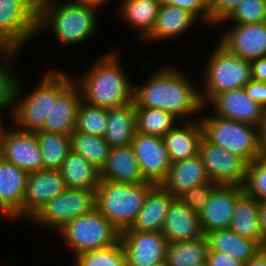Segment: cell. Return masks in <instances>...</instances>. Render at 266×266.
Listing matches in <instances>:
<instances>
[{
  "label": "cell",
  "instance_id": "1",
  "mask_svg": "<svg viewBox=\"0 0 266 266\" xmlns=\"http://www.w3.org/2000/svg\"><path fill=\"white\" fill-rule=\"evenodd\" d=\"M150 75L144 85L134 86L135 107L161 109L172 113L180 121L205 108L199 89L180 70L167 66Z\"/></svg>",
  "mask_w": 266,
  "mask_h": 266
},
{
  "label": "cell",
  "instance_id": "2",
  "mask_svg": "<svg viewBox=\"0 0 266 266\" xmlns=\"http://www.w3.org/2000/svg\"><path fill=\"white\" fill-rule=\"evenodd\" d=\"M115 53L102 56L91 70L77 80L76 85L86 103L109 109L133 102L134 86L124 74Z\"/></svg>",
  "mask_w": 266,
  "mask_h": 266
},
{
  "label": "cell",
  "instance_id": "3",
  "mask_svg": "<svg viewBox=\"0 0 266 266\" xmlns=\"http://www.w3.org/2000/svg\"><path fill=\"white\" fill-rule=\"evenodd\" d=\"M60 2L48 0L38 6V32L51 26L61 43L73 45L86 41L96 29V9L78 0Z\"/></svg>",
  "mask_w": 266,
  "mask_h": 266
},
{
  "label": "cell",
  "instance_id": "4",
  "mask_svg": "<svg viewBox=\"0 0 266 266\" xmlns=\"http://www.w3.org/2000/svg\"><path fill=\"white\" fill-rule=\"evenodd\" d=\"M66 75L68 74L59 72L57 69L54 72L48 71L33 92L24 98L20 90L22 87L18 84L11 112L14 122L20 126L18 129L34 132L43 127L52 104L74 82Z\"/></svg>",
  "mask_w": 266,
  "mask_h": 266
},
{
  "label": "cell",
  "instance_id": "5",
  "mask_svg": "<svg viewBox=\"0 0 266 266\" xmlns=\"http://www.w3.org/2000/svg\"><path fill=\"white\" fill-rule=\"evenodd\" d=\"M154 184L113 183L100 179L96 189V209L120 232L131 228Z\"/></svg>",
  "mask_w": 266,
  "mask_h": 266
},
{
  "label": "cell",
  "instance_id": "6",
  "mask_svg": "<svg viewBox=\"0 0 266 266\" xmlns=\"http://www.w3.org/2000/svg\"><path fill=\"white\" fill-rule=\"evenodd\" d=\"M203 136L211 143L241 157L250 164L262 154L258 126L225 119L212 113L200 118Z\"/></svg>",
  "mask_w": 266,
  "mask_h": 266
},
{
  "label": "cell",
  "instance_id": "7",
  "mask_svg": "<svg viewBox=\"0 0 266 266\" xmlns=\"http://www.w3.org/2000/svg\"><path fill=\"white\" fill-rule=\"evenodd\" d=\"M212 55L205 68L206 85L199 91L203 106L219 93L244 88L252 79L250 61L231 54L220 44Z\"/></svg>",
  "mask_w": 266,
  "mask_h": 266
},
{
  "label": "cell",
  "instance_id": "8",
  "mask_svg": "<svg viewBox=\"0 0 266 266\" xmlns=\"http://www.w3.org/2000/svg\"><path fill=\"white\" fill-rule=\"evenodd\" d=\"M59 233L76 256L116 244L121 232L95 208L68 222Z\"/></svg>",
  "mask_w": 266,
  "mask_h": 266
},
{
  "label": "cell",
  "instance_id": "9",
  "mask_svg": "<svg viewBox=\"0 0 266 266\" xmlns=\"http://www.w3.org/2000/svg\"><path fill=\"white\" fill-rule=\"evenodd\" d=\"M96 208V191L67 188L45 203L29 219L43 227L61 230L68 222ZM55 229H54V228Z\"/></svg>",
  "mask_w": 266,
  "mask_h": 266
},
{
  "label": "cell",
  "instance_id": "10",
  "mask_svg": "<svg viewBox=\"0 0 266 266\" xmlns=\"http://www.w3.org/2000/svg\"><path fill=\"white\" fill-rule=\"evenodd\" d=\"M34 0H0V46L20 48L38 32Z\"/></svg>",
  "mask_w": 266,
  "mask_h": 266
},
{
  "label": "cell",
  "instance_id": "11",
  "mask_svg": "<svg viewBox=\"0 0 266 266\" xmlns=\"http://www.w3.org/2000/svg\"><path fill=\"white\" fill-rule=\"evenodd\" d=\"M207 174L217 185L241 186L245 184L248 164L228 150L209 142L204 136L199 153Z\"/></svg>",
  "mask_w": 266,
  "mask_h": 266
},
{
  "label": "cell",
  "instance_id": "12",
  "mask_svg": "<svg viewBox=\"0 0 266 266\" xmlns=\"http://www.w3.org/2000/svg\"><path fill=\"white\" fill-rule=\"evenodd\" d=\"M131 146L144 179L162 184L172 164L163 137L136 132Z\"/></svg>",
  "mask_w": 266,
  "mask_h": 266
},
{
  "label": "cell",
  "instance_id": "13",
  "mask_svg": "<svg viewBox=\"0 0 266 266\" xmlns=\"http://www.w3.org/2000/svg\"><path fill=\"white\" fill-rule=\"evenodd\" d=\"M120 240L127 266H151L165 260L168 242L162 232L124 230Z\"/></svg>",
  "mask_w": 266,
  "mask_h": 266
},
{
  "label": "cell",
  "instance_id": "14",
  "mask_svg": "<svg viewBox=\"0 0 266 266\" xmlns=\"http://www.w3.org/2000/svg\"><path fill=\"white\" fill-rule=\"evenodd\" d=\"M5 161L31 174L43 169L41 149L33 131L7 130L0 153Z\"/></svg>",
  "mask_w": 266,
  "mask_h": 266
},
{
  "label": "cell",
  "instance_id": "15",
  "mask_svg": "<svg viewBox=\"0 0 266 266\" xmlns=\"http://www.w3.org/2000/svg\"><path fill=\"white\" fill-rule=\"evenodd\" d=\"M221 38L218 44L244 60L266 57V22L234 24Z\"/></svg>",
  "mask_w": 266,
  "mask_h": 266
},
{
  "label": "cell",
  "instance_id": "16",
  "mask_svg": "<svg viewBox=\"0 0 266 266\" xmlns=\"http://www.w3.org/2000/svg\"><path fill=\"white\" fill-rule=\"evenodd\" d=\"M243 192V187L234 185H217L212 190L203 210L199 213L204 234L228 229L236 200Z\"/></svg>",
  "mask_w": 266,
  "mask_h": 266
},
{
  "label": "cell",
  "instance_id": "17",
  "mask_svg": "<svg viewBox=\"0 0 266 266\" xmlns=\"http://www.w3.org/2000/svg\"><path fill=\"white\" fill-rule=\"evenodd\" d=\"M67 189L60 170L42 169L28 175L22 218L30 219L45 203Z\"/></svg>",
  "mask_w": 266,
  "mask_h": 266
},
{
  "label": "cell",
  "instance_id": "18",
  "mask_svg": "<svg viewBox=\"0 0 266 266\" xmlns=\"http://www.w3.org/2000/svg\"><path fill=\"white\" fill-rule=\"evenodd\" d=\"M210 103L215 107V115L254 126H259L265 111L247 95L244 88L219 93Z\"/></svg>",
  "mask_w": 266,
  "mask_h": 266
},
{
  "label": "cell",
  "instance_id": "19",
  "mask_svg": "<svg viewBox=\"0 0 266 266\" xmlns=\"http://www.w3.org/2000/svg\"><path fill=\"white\" fill-rule=\"evenodd\" d=\"M28 173L0 157V212L21 219Z\"/></svg>",
  "mask_w": 266,
  "mask_h": 266
},
{
  "label": "cell",
  "instance_id": "20",
  "mask_svg": "<svg viewBox=\"0 0 266 266\" xmlns=\"http://www.w3.org/2000/svg\"><path fill=\"white\" fill-rule=\"evenodd\" d=\"M168 243L195 240L203 237L199 213L175 198L168 209L162 228Z\"/></svg>",
  "mask_w": 266,
  "mask_h": 266
},
{
  "label": "cell",
  "instance_id": "21",
  "mask_svg": "<svg viewBox=\"0 0 266 266\" xmlns=\"http://www.w3.org/2000/svg\"><path fill=\"white\" fill-rule=\"evenodd\" d=\"M175 197L162 185H153L146 194L138 217L131 228L125 230L161 232L171 202Z\"/></svg>",
  "mask_w": 266,
  "mask_h": 266
},
{
  "label": "cell",
  "instance_id": "22",
  "mask_svg": "<svg viewBox=\"0 0 266 266\" xmlns=\"http://www.w3.org/2000/svg\"><path fill=\"white\" fill-rule=\"evenodd\" d=\"M196 120H182V125L179 122V126L175 125L163 137L171 163L194 157L199 153L203 127L200 119Z\"/></svg>",
  "mask_w": 266,
  "mask_h": 266
},
{
  "label": "cell",
  "instance_id": "23",
  "mask_svg": "<svg viewBox=\"0 0 266 266\" xmlns=\"http://www.w3.org/2000/svg\"><path fill=\"white\" fill-rule=\"evenodd\" d=\"M81 101L80 89L72 83L52 104L50 114L46 117L40 130L71 135L75 130L77 111Z\"/></svg>",
  "mask_w": 266,
  "mask_h": 266
},
{
  "label": "cell",
  "instance_id": "24",
  "mask_svg": "<svg viewBox=\"0 0 266 266\" xmlns=\"http://www.w3.org/2000/svg\"><path fill=\"white\" fill-rule=\"evenodd\" d=\"M210 181L201 156L197 154L194 157L172 163L162 185L177 198L183 192Z\"/></svg>",
  "mask_w": 266,
  "mask_h": 266
},
{
  "label": "cell",
  "instance_id": "25",
  "mask_svg": "<svg viewBox=\"0 0 266 266\" xmlns=\"http://www.w3.org/2000/svg\"><path fill=\"white\" fill-rule=\"evenodd\" d=\"M100 178L113 183H147L131 145L111 148L106 164L100 171Z\"/></svg>",
  "mask_w": 266,
  "mask_h": 266
},
{
  "label": "cell",
  "instance_id": "26",
  "mask_svg": "<svg viewBox=\"0 0 266 266\" xmlns=\"http://www.w3.org/2000/svg\"><path fill=\"white\" fill-rule=\"evenodd\" d=\"M208 251L228 255L246 264L262 248L253 240L244 238L230 229L211 231L205 234Z\"/></svg>",
  "mask_w": 266,
  "mask_h": 266
},
{
  "label": "cell",
  "instance_id": "27",
  "mask_svg": "<svg viewBox=\"0 0 266 266\" xmlns=\"http://www.w3.org/2000/svg\"><path fill=\"white\" fill-rule=\"evenodd\" d=\"M228 229L255 241L262 248L259 201L245 191L237 198Z\"/></svg>",
  "mask_w": 266,
  "mask_h": 266
},
{
  "label": "cell",
  "instance_id": "28",
  "mask_svg": "<svg viewBox=\"0 0 266 266\" xmlns=\"http://www.w3.org/2000/svg\"><path fill=\"white\" fill-rule=\"evenodd\" d=\"M135 133L134 102L107 109V130L104 139L111 148L131 145Z\"/></svg>",
  "mask_w": 266,
  "mask_h": 266
},
{
  "label": "cell",
  "instance_id": "29",
  "mask_svg": "<svg viewBox=\"0 0 266 266\" xmlns=\"http://www.w3.org/2000/svg\"><path fill=\"white\" fill-rule=\"evenodd\" d=\"M197 18L181 8L161 2L157 19L152 31L144 38L146 40H165L180 36L191 29Z\"/></svg>",
  "mask_w": 266,
  "mask_h": 266
},
{
  "label": "cell",
  "instance_id": "30",
  "mask_svg": "<svg viewBox=\"0 0 266 266\" xmlns=\"http://www.w3.org/2000/svg\"><path fill=\"white\" fill-rule=\"evenodd\" d=\"M69 189L95 190L100 183V171L79 154L69 152L60 169Z\"/></svg>",
  "mask_w": 266,
  "mask_h": 266
},
{
  "label": "cell",
  "instance_id": "31",
  "mask_svg": "<svg viewBox=\"0 0 266 266\" xmlns=\"http://www.w3.org/2000/svg\"><path fill=\"white\" fill-rule=\"evenodd\" d=\"M160 5L161 0H123L119 10L126 23L140 30L144 40L155 25Z\"/></svg>",
  "mask_w": 266,
  "mask_h": 266
},
{
  "label": "cell",
  "instance_id": "32",
  "mask_svg": "<svg viewBox=\"0 0 266 266\" xmlns=\"http://www.w3.org/2000/svg\"><path fill=\"white\" fill-rule=\"evenodd\" d=\"M208 244L205 238L167 244L165 261L169 266H199L206 264Z\"/></svg>",
  "mask_w": 266,
  "mask_h": 266
},
{
  "label": "cell",
  "instance_id": "33",
  "mask_svg": "<svg viewBox=\"0 0 266 266\" xmlns=\"http://www.w3.org/2000/svg\"><path fill=\"white\" fill-rule=\"evenodd\" d=\"M38 139L43 169L60 170L62 164L71 151L70 135L34 131Z\"/></svg>",
  "mask_w": 266,
  "mask_h": 266
},
{
  "label": "cell",
  "instance_id": "34",
  "mask_svg": "<svg viewBox=\"0 0 266 266\" xmlns=\"http://www.w3.org/2000/svg\"><path fill=\"white\" fill-rule=\"evenodd\" d=\"M70 140L73 152L85 158L99 171L102 170L111 150L104 137L73 131Z\"/></svg>",
  "mask_w": 266,
  "mask_h": 266
},
{
  "label": "cell",
  "instance_id": "35",
  "mask_svg": "<svg viewBox=\"0 0 266 266\" xmlns=\"http://www.w3.org/2000/svg\"><path fill=\"white\" fill-rule=\"evenodd\" d=\"M136 132L164 137L175 122L180 121L172 113L155 108L135 107Z\"/></svg>",
  "mask_w": 266,
  "mask_h": 266
},
{
  "label": "cell",
  "instance_id": "36",
  "mask_svg": "<svg viewBox=\"0 0 266 266\" xmlns=\"http://www.w3.org/2000/svg\"><path fill=\"white\" fill-rule=\"evenodd\" d=\"M73 266H127V257L121 240L106 248L76 255Z\"/></svg>",
  "mask_w": 266,
  "mask_h": 266
},
{
  "label": "cell",
  "instance_id": "37",
  "mask_svg": "<svg viewBox=\"0 0 266 266\" xmlns=\"http://www.w3.org/2000/svg\"><path fill=\"white\" fill-rule=\"evenodd\" d=\"M107 130V109L81 101L74 131L104 137Z\"/></svg>",
  "mask_w": 266,
  "mask_h": 266
},
{
  "label": "cell",
  "instance_id": "38",
  "mask_svg": "<svg viewBox=\"0 0 266 266\" xmlns=\"http://www.w3.org/2000/svg\"><path fill=\"white\" fill-rule=\"evenodd\" d=\"M244 191L258 201L266 199V154L248 164Z\"/></svg>",
  "mask_w": 266,
  "mask_h": 266
},
{
  "label": "cell",
  "instance_id": "39",
  "mask_svg": "<svg viewBox=\"0 0 266 266\" xmlns=\"http://www.w3.org/2000/svg\"><path fill=\"white\" fill-rule=\"evenodd\" d=\"M228 20L234 24L266 22V0H243L224 22Z\"/></svg>",
  "mask_w": 266,
  "mask_h": 266
},
{
  "label": "cell",
  "instance_id": "40",
  "mask_svg": "<svg viewBox=\"0 0 266 266\" xmlns=\"http://www.w3.org/2000/svg\"><path fill=\"white\" fill-rule=\"evenodd\" d=\"M4 65V62L1 63L0 61V107H11L10 111H12L17 87L20 82H17L19 79L11 72L9 66L6 65L4 67Z\"/></svg>",
  "mask_w": 266,
  "mask_h": 266
},
{
  "label": "cell",
  "instance_id": "41",
  "mask_svg": "<svg viewBox=\"0 0 266 266\" xmlns=\"http://www.w3.org/2000/svg\"><path fill=\"white\" fill-rule=\"evenodd\" d=\"M216 186L217 184L210 181L207 184H203L183 192L177 198L192 211L200 213L203 210L212 190Z\"/></svg>",
  "mask_w": 266,
  "mask_h": 266
},
{
  "label": "cell",
  "instance_id": "42",
  "mask_svg": "<svg viewBox=\"0 0 266 266\" xmlns=\"http://www.w3.org/2000/svg\"><path fill=\"white\" fill-rule=\"evenodd\" d=\"M162 3L173 5L200 18L210 25V0H161Z\"/></svg>",
  "mask_w": 266,
  "mask_h": 266
},
{
  "label": "cell",
  "instance_id": "43",
  "mask_svg": "<svg viewBox=\"0 0 266 266\" xmlns=\"http://www.w3.org/2000/svg\"><path fill=\"white\" fill-rule=\"evenodd\" d=\"M243 0H210V24L224 23Z\"/></svg>",
  "mask_w": 266,
  "mask_h": 266
},
{
  "label": "cell",
  "instance_id": "44",
  "mask_svg": "<svg viewBox=\"0 0 266 266\" xmlns=\"http://www.w3.org/2000/svg\"><path fill=\"white\" fill-rule=\"evenodd\" d=\"M247 95L266 110V83L251 79L244 87Z\"/></svg>",
  "mask_w": 266,
  "mask_h": 266
},
{
  "label": "cell",
  "instance_id": "45",
  "mask_svg": "<svg viewBox=\"0 0 266 266\" xmlns=\"http://www.w3.org/2000/svg\"><path fill=\"white\" fill-rule=\"evenodd\" d=\"M206 264L207 266H245L244 263L228 255L212 251L207 252Z\"/></svg>",
  "mask_w": 266,
  "mask_h": 266
},
{
  "label": "cell",
  "instance_id": "46",
  "mask_svg": "<svg viewBox=\"0 0 266 266\" xmlns=\"http://www.w3.org/2000/svg\"><path fill=\"white\" fill-rule=\"evenodd\" d=\"M250 63L252 79L266 83V57L253 60Z\"/></svg>",
  "mask_w": 266,
  "mask_h": 266
},
{
  "label": "cell",
  "instance_id": "47",
  "mask_svg": "<svg viewBox=\"0 0 266 266\" xmlns=\"http://www.w3.org/2000/svg\"><path fill=\"white\" fill-rule=\"evenodd\" d=\"M259 217L263 249L266 248V199L259 201Z\"/></svg>",
  "mask_w": 266,
  "mask_h": 266
},
{
  "label": "cell",
  "instance_id": "48",
  "mask_svg": "<svg viewBox=\"0 0 266 266\" xmlns=\"http://www.w3.org/2000/svg\"><path fill=\"white\" fill-rule=\"evenodd\" d=\"M258 134L261 152L266 154V110L264 111L263 118L258 126Z\"/></svg>",
  "mask_w": 266,
  "mask_h": 266
},
{
  "label": "cell",
  "instance_id": "49",
  "mask_svg": "<svg viewBox=\"0 0 266 266\" xmlns=\"http://www.w3.org/2000/svg\"><path fill=\"white\" fill-rule=\"evenodd\" d=\"M245 266H266V248L261 249Z\"/></svg>",
  "mask_w": 266,
  "mask_h": 266
},
{
  "label": "cell",
  "instance_id": "50",
  "mask_svg": "<svg viewBox=\"0 0 266 266\" xmlns=\"http://www.w3.org/2000/svg\"><path fill=\"white\" fill-rule=\"evenodd\" d=\"M19 48L13 47V46H0V57L7 61L6 63L10 64L9 61L12 59V56H14V53L17 52Z\"/></svg>",
  "mask_w": 266,
  "mask_h": 266
},
{
  "label": "cell",
  "instance_id": "51",
  "mask_svg": "<svg viewBox=\"0 0 266 266\" xmlns=\"http://www.w3.org/2000/svg\"><path fill=\"white\" fill-rule=\"evenodd\" d=\"M83 4L88 5L89 7L95 8V9H99V7L101 8V6L106 3V1L109 0H78Z\"/></svg>",
  "mask_w": 266,
  "mask_h": 266
},
{
  "label": "cell",
  "instance_id": "52",
  "mask_svg": "<svg viewBox=\"0 0 266 266\" xmlns=\"http://www.w3.org/2000/svg\"><path fill=\"white\" fill-rule=\"evenodd\" d=\"M6 132H7V130H5V128L0 127V153H1V150H2L3 140H4Z\"/></svg>",
  "mask_w": 266,
  "mask_h": 266
},
{
  "label": "cell",
  "instance_id": "53",
  "mask_svg": "<svg viewBox=\"0 0 266 266\" xmlns=\"http://www.w3.org/2000/svg\"><path fill=\"white\" fill-rule=\"evenodd\" d=\"M151 266H169L167 263H166V261L164 260V261H162V262H158V263H156V264H153V265H151Z\"/></svg>",
  "mask_w": 266,
  "mask_h": 266
},
{
  "label": "cell",
  "instance_id": "54",
  "mask_svg": "<svg viewBox=\"0 0 266 266\" xmlns=\"http://www.w3.org/2000/svg\"><path fill=\"white\" fill-rule=\"evenodd\" d=\"M4 109H8V108H5V107H0V113H2V111L4 110ZM2 116L0 115V127H3V123H2Z\"/></svg>",
  "mask_w": 266,
  "mask_h": 266
},
{
  "label": "cell",
  "instance_id": "55",
  "mask_svg": "<svg viewBox=\"0 0 266 266\" xmlns=\"http://www.w3.org/2000/svg\"><path fill=\"white\" fill-rule=\"evenodd\" d=\"M48 0H34V2L39 6L40 4H43L44 2H47Z\"/></svg>",
  "mask_w": 266,
  "mask_h": 266
}]
</instances>
